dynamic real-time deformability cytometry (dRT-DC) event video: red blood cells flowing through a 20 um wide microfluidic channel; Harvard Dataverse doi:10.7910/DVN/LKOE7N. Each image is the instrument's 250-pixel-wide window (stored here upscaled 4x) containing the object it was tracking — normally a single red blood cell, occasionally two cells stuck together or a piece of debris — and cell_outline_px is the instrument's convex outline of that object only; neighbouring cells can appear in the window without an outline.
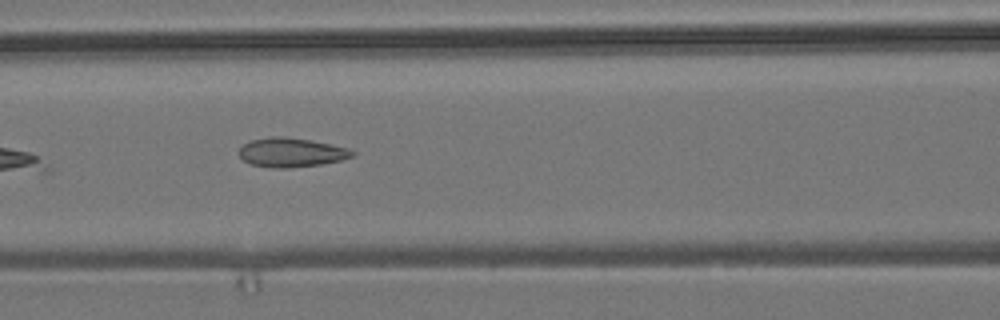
{"species": "common noctule bat (a hibernating species)", "species_latin": "Nyctalus noctula", "temperature_condition": "room temperature", "stored_images_in_passage": 9, "camera_frame_rate_fps": 3000, "um_per_image_px": 0.085, "animal": {"sex": "male", "body_mass_g": 19.2, "forearm_length_mm": 51.8}, "frame": {"image": 1, "passage_image": 6, "time_ms": 1.667, "image_size_px": [1000, 320], "cell_outline_px": [[356, 152], [352, 156], [340, 160], [320, 164], [284, 168], [272, 168], [252, 164], [244, 160], [240, 156], [240, 148], [244, 144], [252, 140], [268, 136], [284, 136], [312, 140], [348, 148]], "centroid_in_image_um": [24.76, 12.94], "position_along_channel_um": 141.8, "area_um2": 19.07}}
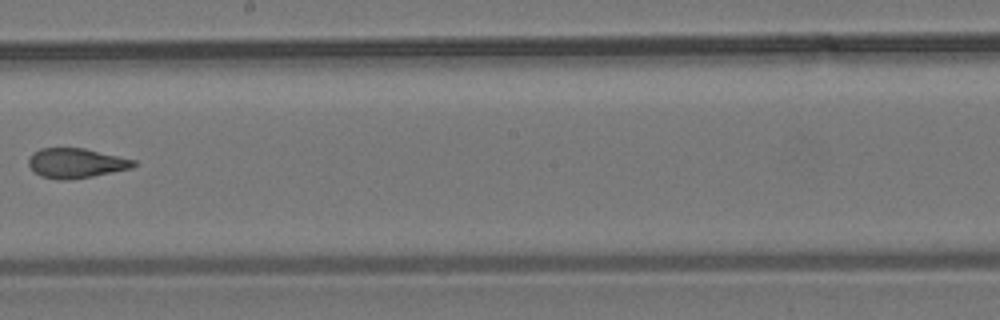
{"frame": {"image": 2, "passage_image": 8, "time_ms": 2.333, "image_size_px": [1000, 320], "cell_outline_px": [[136, 164], [132, 168], [92, 176], [64, 180], [60, 180], [40, 176], [28, 164], [28, 160], [32, 152], [40, 148], [84, 148], [136, 160]], "centroid_in_image_um": [6.45, 13.85], "position_along_channel_um": 241.7, "area_um2": 18.09}}
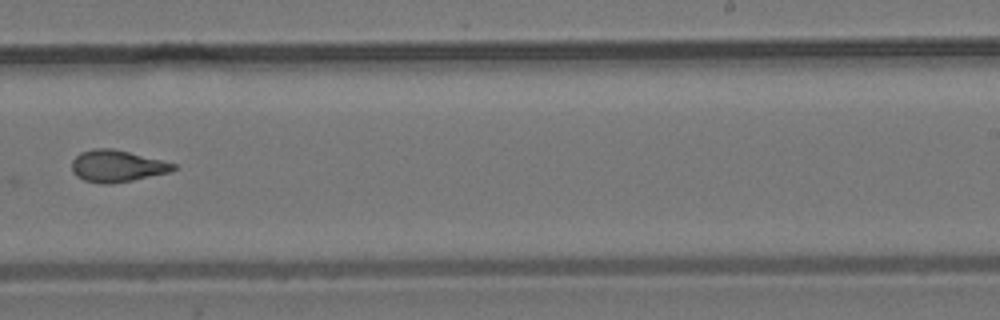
{"frame": {"image": 3, "passage_image": 9, "time_ms": 2.667, "image_size_px": [1000, 320], "cell_outline_px": [[176, 168], [172, 172], [132, 180], [108, 184], [104, 184], [84, 180], [76, 176], [72, 172], [72, 160], [80, 152], [92, 148], [112, 148], [176, 164]], "centroid_in_image_um": [9.92, 14.11], "position_along_channel_um": 279.1, "area_um2": 18.73}}